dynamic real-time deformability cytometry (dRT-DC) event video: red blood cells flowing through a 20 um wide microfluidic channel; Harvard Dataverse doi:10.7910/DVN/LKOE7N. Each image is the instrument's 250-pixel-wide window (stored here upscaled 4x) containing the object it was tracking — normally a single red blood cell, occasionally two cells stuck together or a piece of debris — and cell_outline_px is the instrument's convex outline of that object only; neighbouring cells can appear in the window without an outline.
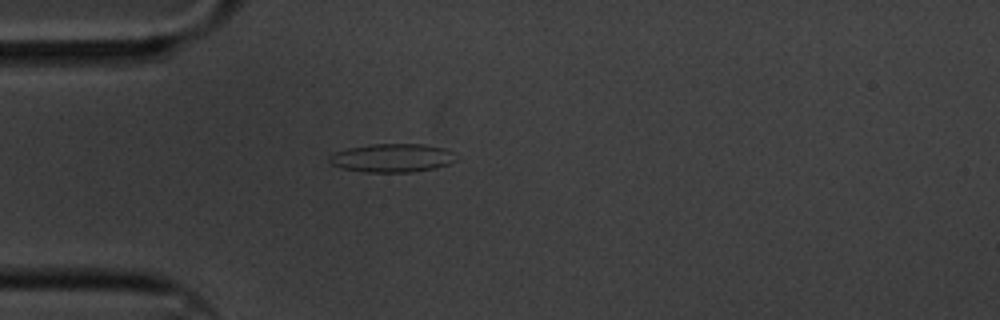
{"species": "common noctule bat (a hibernating species)", "species_latin": "Nyctalus noctula", "temperature_condition": "cold", "stored_images_in_passage": 3, "camera_frame_rate_fps": 3000, "um_per_image_px": 0.085, "animal": {"sex": "male", "body_mass_g": 20.1, "forearm_length_mm": 53.5}, "frame": {"image": 1, "passage_image": 3, "time_ms": 0.667, "image_size_px": [1000, 320], "cell_outline_px": [[456, 160], [448, 164], [436, 168], [412, 172], [364, 172], [340, 168], [332, 164], [328, 160], [328, 156], [336, 152], [348, 148], [372, 144], [424, 144], [448, 148], [456, 152]], "centroid_in_image_um": [33.38, 13.42], "position_along_channel_um": 51.6, "area_um2": 21.33}}